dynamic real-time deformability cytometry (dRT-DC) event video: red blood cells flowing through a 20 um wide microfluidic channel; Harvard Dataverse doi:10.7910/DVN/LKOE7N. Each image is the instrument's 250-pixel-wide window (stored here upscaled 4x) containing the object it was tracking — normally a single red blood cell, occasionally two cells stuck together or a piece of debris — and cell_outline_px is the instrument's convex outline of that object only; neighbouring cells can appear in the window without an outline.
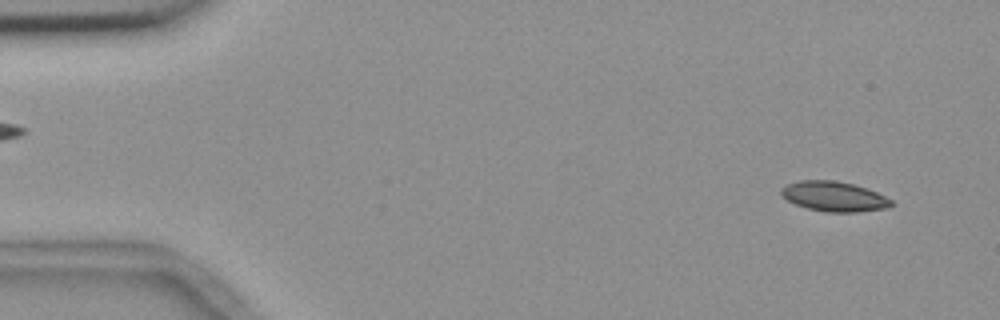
{"species": "common noctule bat (a hibernating species)", "species_latin": "Nyctalus noctula", "temperature_condition": "room temperature", "stored_images_in_passage": 54, "camera_frame_rate_fps": 3000, "um_per_image_px": 0.085, "animal": {"sex": "female", "body_mass_g": 18.4}, "frame": {"image": 1, "passage_image": 3, "time_ms": 0.667, "image_size_px": [1000, 320], "cell_outline_px": [[892, 204], [884, 208], [856, 212], [824, 212], [808, 208], [796, 204], [780, 196], [780, 188], [788, 184], [800, 180], [836, 180], [852, 184], [876, 192], [892, 200]], "centroid_in_image_um": [70.83, 16.69], "position_along_channel_um": 14.2, "area_um2": 19.02}}
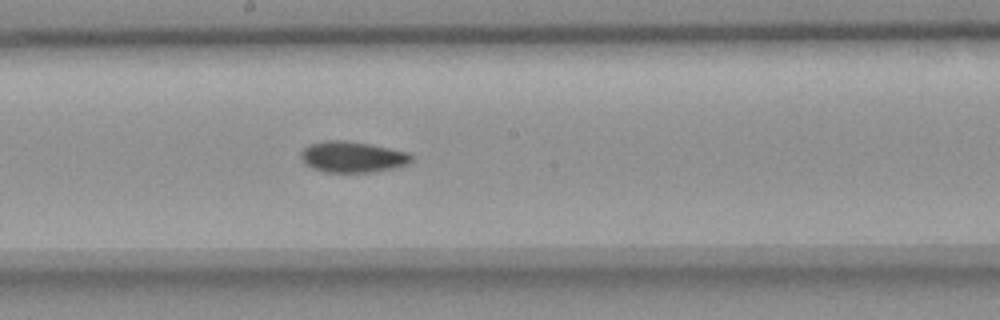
{"frame": {"image": 2, "passage_image": 29, "time_ms": 9.333, "image_size_px": [1000, 320], "cell_outline_px": [[412, 160], [408, 164], [400, 168], [372, 172], [324, 172], [312, 168], [300, 156], [300, 152], [308, 144], [324, 140], [344, 140], [368, 144], [408, 152], [412, 156]], "centroid_in_image_um": [29.98, 13.34], "position_along_channel_um": 218.2, "area_um2": 20.06}}
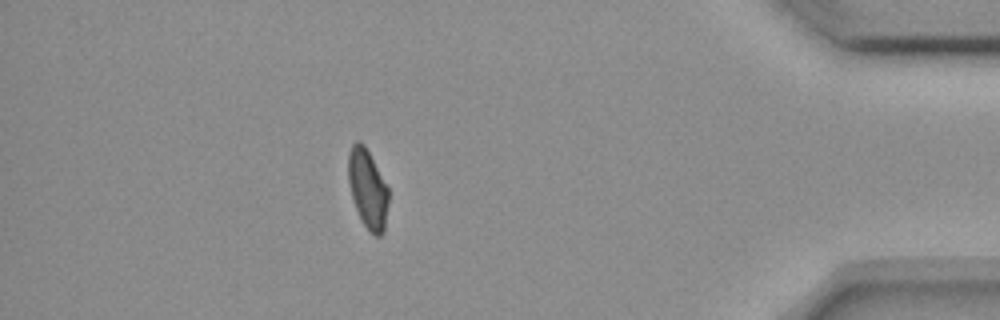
{"frame": {"image": 3, "passage_image": 48, "time_ms": 15.667, "image_size_px": [1000, 320], "cell_outline_px": [[388, 204], [384, 232], [380, 236], [376, 236], [368, 232], [356, 208], [352, 196], [348, 180], [348, 152], [352, 144], [356, 140], [360, 140], [364, 144], [388, 188]], "centroid_in_image_um": [31.25, 16.05], "position_along_channel_um": 404.0, "area_um2": 18.44}}